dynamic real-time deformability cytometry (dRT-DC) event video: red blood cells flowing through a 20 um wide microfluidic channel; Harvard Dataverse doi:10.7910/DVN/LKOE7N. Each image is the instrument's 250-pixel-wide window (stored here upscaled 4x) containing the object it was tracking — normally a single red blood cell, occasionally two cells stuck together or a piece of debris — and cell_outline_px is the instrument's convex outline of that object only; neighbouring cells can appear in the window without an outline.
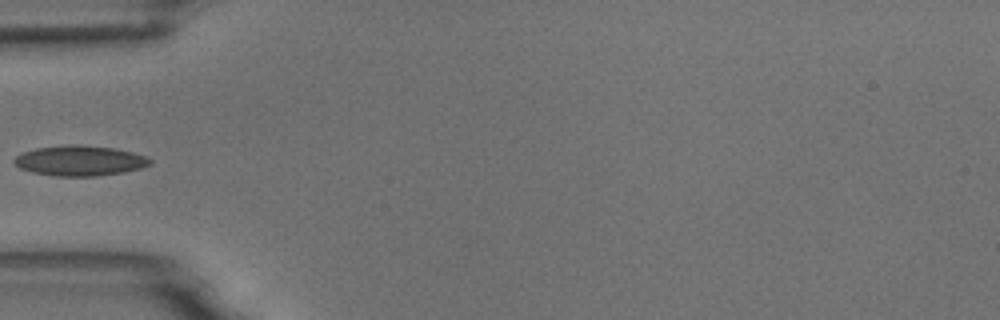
{"species": "common noctule bat (a hibernating species)", "species_latin": "Nyctalus noctula", "temperature_condition": "room temperature", "stored_images_in_passage": 6, "camera_frame_rate_fps": 3000, "um_per_image_px": 0.085, "animal": {"sex": "male", "body_mass_g": 18.8}, "frame": {"image": 1, "passage_image": 5, "time_ms": 4.667, "image_size_px": [1000, 320], "cell_outline_px": [[152, 164], [140, 168], [124, 172], [96, 176], [52, 176], [32, 172], [20, 168], [12, 160], [16, 156], [24, 152], [36, 148], [68, 144], [76, 144], [112, 148], [132, 152], [144, 156], [152, 160]], "centroid_in_image_um": [6.77, 13.66], "position_along_channel_um": 78.2, "area_um2": 23.87}}